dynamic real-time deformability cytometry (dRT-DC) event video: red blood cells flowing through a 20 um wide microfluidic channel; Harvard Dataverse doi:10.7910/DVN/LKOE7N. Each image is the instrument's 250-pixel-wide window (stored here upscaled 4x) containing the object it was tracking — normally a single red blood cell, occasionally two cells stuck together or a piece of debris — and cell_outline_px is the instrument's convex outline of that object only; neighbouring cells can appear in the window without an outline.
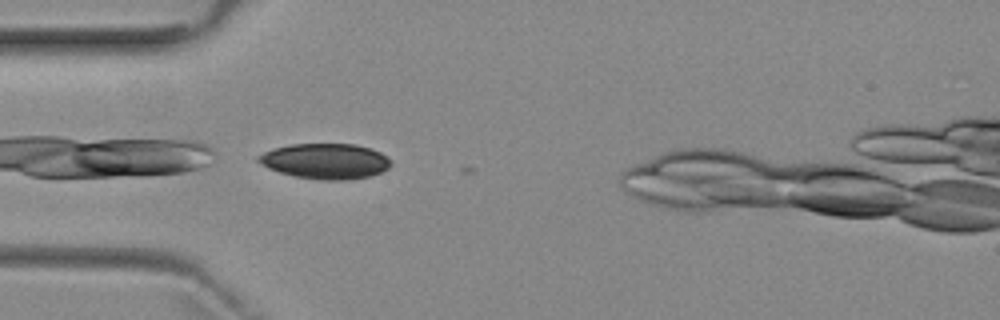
{"species": "common noctule bat (a hibernating species)", "species_latin": "Nyctalus noctula", "temperature_condition": "room temperature", "stored_images_in_passage": 3, "camera_frame_rate_fps": 3000, "um_per_image_px": 0.085, "animal": {"sex": "female", "body_mass_g": 29.2, "forearm_length_mm": 56.3}, "frame": {"image": 1, "passage_image": 3, "time_ms": 2.667, "image_size_px": [1000, 320], "cell_outline_px": [[392, 164], [388, 168], [380, 172], [368, 176], [344, 180], [324, 180], [296, 176], [280, 172], [268, 168], [256, 160], [256, 156], [272, 148], [292, 144], [356, 144], [380, 152], [392, 160]], "centroid_in_image_um": [27.65, 13.69], "position_along_channel_um": 57.4, "area_um2": 27.22}}